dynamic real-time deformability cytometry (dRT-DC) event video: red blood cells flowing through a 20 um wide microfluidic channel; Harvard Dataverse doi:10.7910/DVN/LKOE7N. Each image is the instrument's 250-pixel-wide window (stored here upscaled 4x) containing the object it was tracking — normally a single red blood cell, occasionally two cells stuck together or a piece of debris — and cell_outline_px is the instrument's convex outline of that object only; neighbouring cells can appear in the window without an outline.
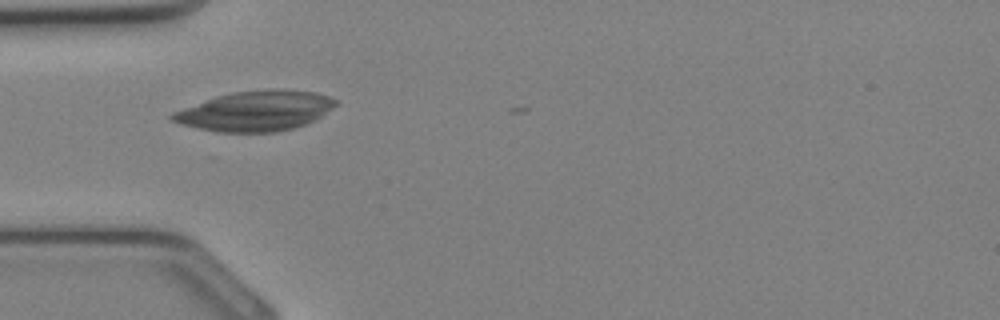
{"species": "Egyptian fruit bat (a non-hibernating species)", "species_latin": "Rousettus aegyptiacus", "temperature_condition": "cold", "stored_images_in_passage": 11, "camera_frame_rate_fps": 3000, "um_per_image_px": 0.085, "animal": {"sex": "female"}, "frame": {"image": 1, "passage_image": 10, "time_ms": 3.0, "image_size_px": [1000, 320], "cell_outline_px": [[340, 104], [316, 120], [292, 128], [276, 132], [216, 132], [180, 124], [172, 120], [168, 116], [172, 112], [232, 92], [276, 88], [316, 92], [328, 96], [336, 100]], "centroid_in_image_um": [21.78, 9.43], "position_along_channel_um": 63.2, "area_um2": 38.03}}